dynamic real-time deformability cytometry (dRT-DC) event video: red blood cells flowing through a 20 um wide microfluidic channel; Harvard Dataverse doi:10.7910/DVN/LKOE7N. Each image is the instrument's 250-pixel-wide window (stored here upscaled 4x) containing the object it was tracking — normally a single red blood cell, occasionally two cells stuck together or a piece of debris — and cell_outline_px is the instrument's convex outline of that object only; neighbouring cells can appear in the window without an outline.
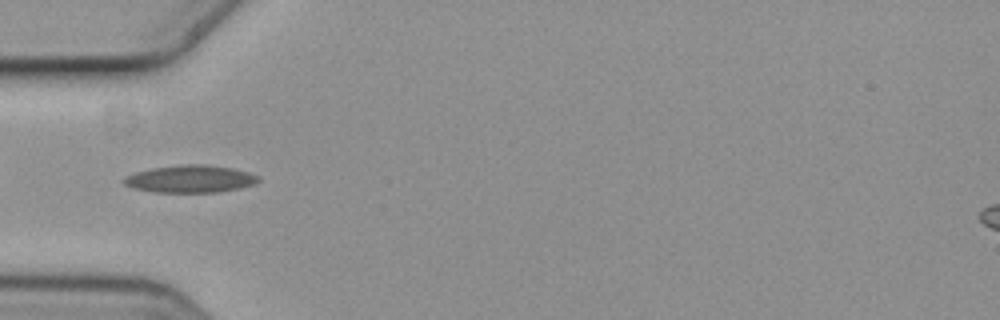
{"species": "common noctule bat (a hibernating species)", "species_latin": "Nyctalus noctula", "temperature_condition": "cold", "stored_images_in_passage": 6, "camera_frame_rate_fps": 3000, "um_per_image_px": 0.085, "animal": {"sex": "female", "body_mass_g": 19.3, "forearm_length_mm": 54.1}, "frame": {"image": 1, "passage_image": 2, "time_ms": 0.333, "image_size_px": [1000, 320], "cell_outline_px": [[260, 180], [256, 184], [240, 188], [220, 192], [156, 192], [136, 188], [124, 184], [124, 180], [128, 176], [136, 172], [152, 168], [180, 164], [204, 164], [232, 168], [248, 172], [260, 176]], "centroid_in_image_um": [16.26, 15.2], "position_along_channel_um": 68.7, "area_um2": 21.39}}
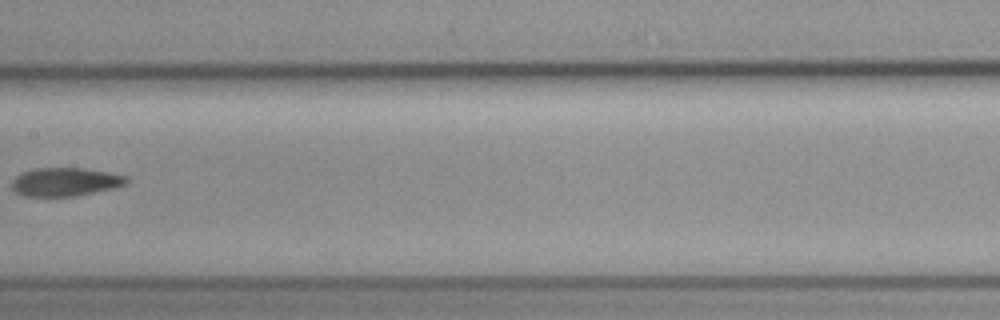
{"frame": {"image": 2, "passage_image": 5, "time_ms": 1.333, "image_size_px": [1000, 320], "cell_outline_px": [[128, 184], [116, 188], [76, 196], [24, 196], [16, 192], [12, 188], [12, 180], [16, 176], [32, 168], [84, 168], [108, 172], [128, 176]], "centroid_in_image_um": [5.59, 15.46], "position_along_channel_um": 201.8, "area_um2": 19.19}}
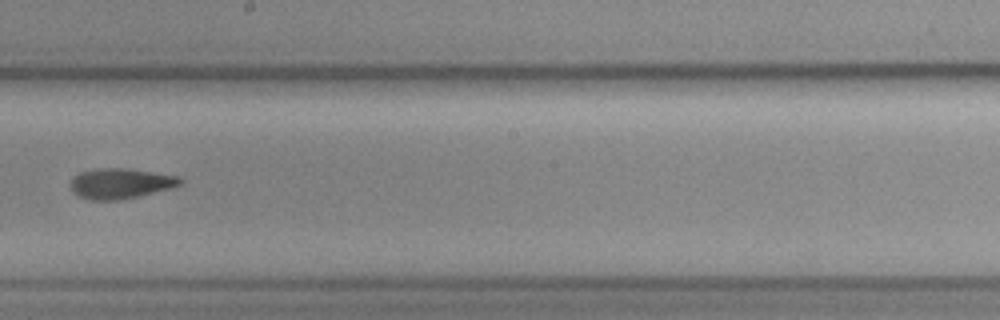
{"frame": {"image": 3, "passage_image": 6, "time_ms": 1.667, "image_size_px": [1000, 320], "cell_outline_px": [[184, 180], [180, 184], [172, 188], [140, 196], [120, 200], [92, 200], [80, 196], [72, 188], [72, 176], [80, 172], [96, 168], [128, 168], [180, 176]], "centroid_in_image_um": [10.3, 15.58], "position_along_channel_um": 237.9, "area_um2": 19.42}}